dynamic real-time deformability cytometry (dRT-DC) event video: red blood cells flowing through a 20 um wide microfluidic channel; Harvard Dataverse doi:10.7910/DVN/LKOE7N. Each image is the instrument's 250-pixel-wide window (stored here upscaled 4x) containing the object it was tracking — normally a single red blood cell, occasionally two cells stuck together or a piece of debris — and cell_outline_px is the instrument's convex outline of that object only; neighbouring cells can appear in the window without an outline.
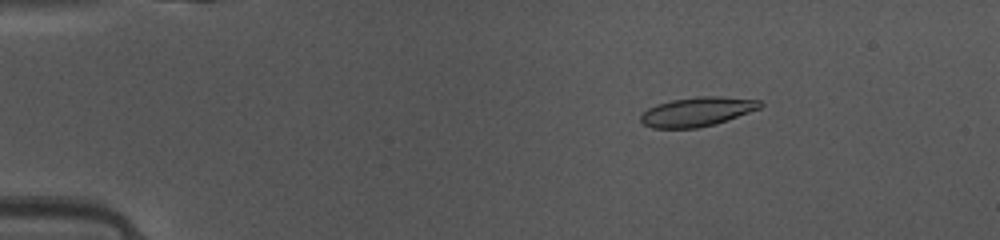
{"species": "common noctule bat (a hibernating species)", "species_latin": "Nyctalus noctula", "temperature_condition": "warm", "stored_images_in_passage": 44, "camera_frame_rate_fps": 3000, "um_per_image_px": 0.085, "animal": {"sex": "female", "body_mass_g": 10.0, "forearm_length_mm": 53.1}, "frame": {"image": 1, "passage_image": 4, "time_ms": 1.0, "image_size_px": [1000, 240], "cell_outline_px": [[764, 104], [760, 108], [728, 120], [696, 128], [652, 128], [644, 124], [640, 120], [640, 116], [648, 108], [656, 104], [672, 100], [696, 96], [720, 96], [760, 100]], "centroid_in_image_um": [59.26, 9.48], "position_along_channel_um": 25.7, "area_um2": 20.29}}
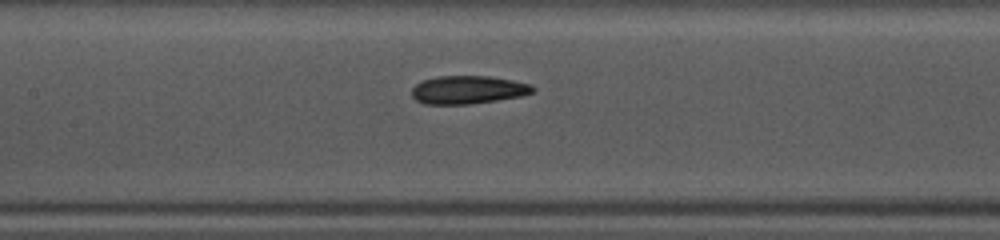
{"frame": {"image": 2, "passage_image": 19, "time_ms": 6.0, "image_size_px": [1000, 240], "cell_outline_px": [[536, 88], [532, 92], [520, 96], [496, 100], [468, 104], [424, 104], [416, 100], [412, 96], [412, 88], [416, 84], [424, 80], [436, 76], [488, 76], [512, 80], [532, 84]], "centroid_in_image_um": [39.77, 7.63], "position_along_channel_um": 167.6, "area_um2": 19.77}}
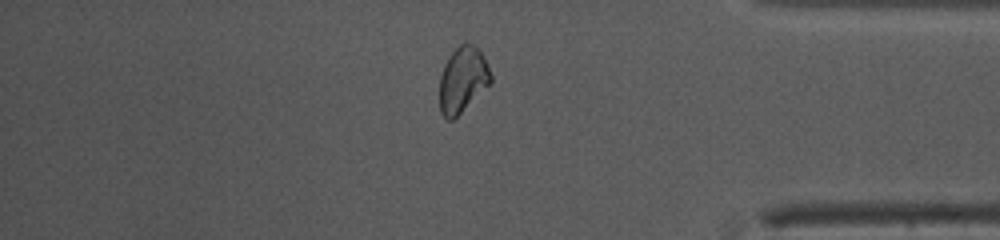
{"frame": {"image": 3, "passage_image": 37, "time_ms": 12.0, "image_size_px": [1000, 240], "cell_outline_px": [[492, 84], [452, 120], [448, 120], [440, 112], [440, 76], [444, 64], [448, 56], [460, 44], [468, 40], [484, 56], [492, 76]], "centroid_in_image_um": [39.34, 6.76], "position_along_channel_um": 395.9, "area_um2": 19.77}, "authors_computed_cell_mechanics": {"area_um2": 20.1144, "velocity_mm_per_s": 4.146, "shape_relaxation_time_tau1_ms": 4.4609, "shape_relaxation_time_tau2_ms": 1.955, "deformation_change_tau1": 0.1395, "deformation_change_tau2": 0.0724}}